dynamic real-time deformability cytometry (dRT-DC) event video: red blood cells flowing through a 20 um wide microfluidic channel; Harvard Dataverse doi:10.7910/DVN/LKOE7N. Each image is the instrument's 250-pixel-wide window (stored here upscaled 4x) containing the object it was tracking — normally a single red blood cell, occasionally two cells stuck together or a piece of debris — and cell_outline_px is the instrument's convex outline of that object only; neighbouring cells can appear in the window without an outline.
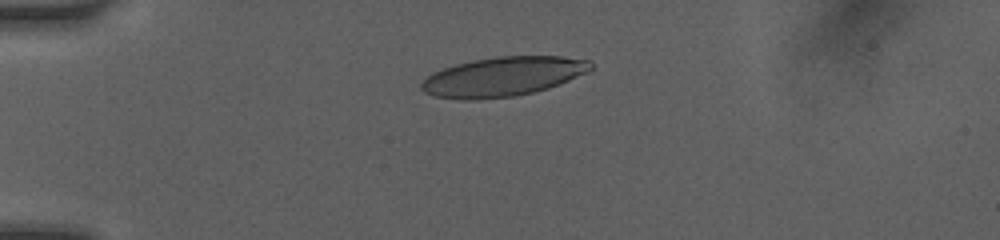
{"species": "human", "species_latin": "Homo sapiens", "temperature_condition": "room temperature", "stored_images_in_passage": 8, "camera_frame_rate_fps": 3000, "um_per_image_px": 0.085, "donor": {"sex": "female"}, "frame": {"image": 1, "passage_image": 3, "time_ms": 1.0, "image_size_px": [1000, 240], "cell_outline_px": [[592, 68], [588, 72], [548, 88], [532, 92], [512, 96], [476, 100], [460, 100], [436, 96], [424, 92], [420, 88], [420, 84], [432, 72], [456, 64], [472, 60], [496, 56], [560, 56], [592, 60]], "centroid_in_image_um": [42.74, 6.5], "position_along_channel_um": 42.3, "area_um2": 38.84}}
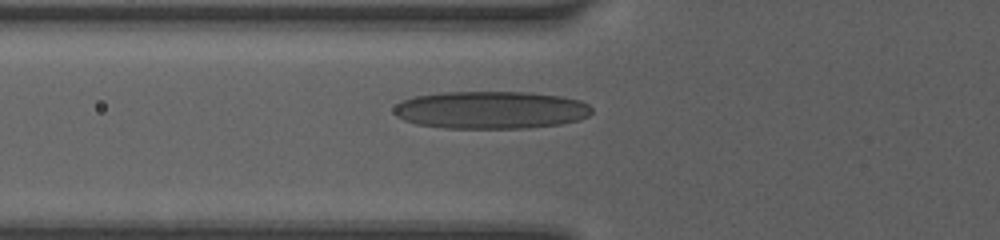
{"frame": {"image": 2, "passage_image": 7, "time_ms": 3.0, "image_size_px": [1000, 240], "cell_outline_px": [[592, 112], [588, 116], [580, 120], [560, 124], [528, 128], [444, 128], [416, 124], [404, 120], [396, 116], [392, 112], [392, 108], [400, 100], [416, 96], [440, 92], [528, 92], [560, 96], [580, 100], [588, 104], [592, 108]], "centroid_in_image_um": [41.7, 9.35], "position_along_channel_um": 84.1, "area_um2": 43.75}}